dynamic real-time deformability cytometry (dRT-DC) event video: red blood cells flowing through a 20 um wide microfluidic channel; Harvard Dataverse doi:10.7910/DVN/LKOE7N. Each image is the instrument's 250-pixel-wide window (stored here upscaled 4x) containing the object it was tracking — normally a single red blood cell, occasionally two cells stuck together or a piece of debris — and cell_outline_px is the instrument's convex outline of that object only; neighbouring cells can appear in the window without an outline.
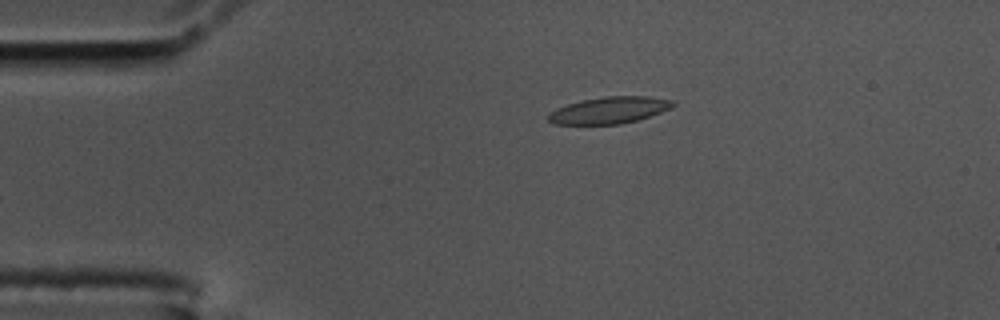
{"species": "common noctule bat (a hibernating species)", "species_latin": "Nyctalus noctula", "temperature_condition": "cold", "stored_images_in_passage": 41, "camera_frame_rate_fps": 3000, "um_per_image_px": 0.085, "animal": {"sex": "male", "body_mass_g": 17.5, "forearm_length_mm": 52.3}, "frame": {"image": 1, "passage_image": 1, "time_ms": 0.0, "image_size_px": [1000, 320], "cell_outline_px": [[676, 104], [672, 108], [636, 120], [620, 124], [556, 124], [548, 120], [548, 116], [556, 108], [580, 100], [604, 96], [648, 96], [672, 100]], "centroid_in_image_um": [51.8, 9.35], "position_along_channel_um": 33.2, "area_um2": 19.25}}
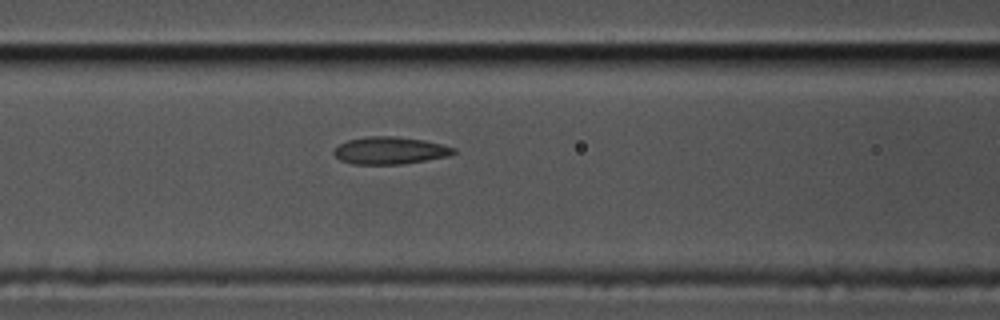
{"frame": {"image": 2, "passage_image": 13, "time_ms": 4.0, "image_size_px": [1000, 320], "cell_outline_px": [[456, 152], [448, 156], [400, 164], [352, 164], [340, 160], [332, 152], [340, 144], [348, 140], [368, 136], [396, 136], [424, 140], [456, 148]], "centroid_in_image_um": [33.13, 12.79], "position_along_channel_um": 133.5, "area_um2": 18.9}}
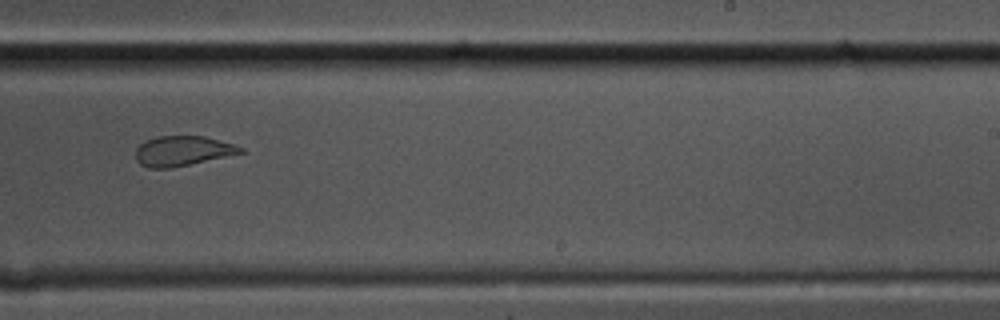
{"frame": {"image": 3, "passage_image": 25, "time_ms": 8.0, "image_size_px": [1000, 320], "cell_outline_px": [[244, 152], [172, 168], [148, 168], [140, 164], [136, 160], [136, 148], [140, 144], [156, 136], [204, 136], [232, 144], [244, 148]], "centroid_in_image_um": [15.48, 12.83], "position_along_channel_um": 273.5, "area_um2": 18.09}, "authors_computed_cell_mechanics": {"area_um2": 18.8428, "velocity_mm_per_s": 3.5098, "shape_relaxation_time_tau1_ms": null, "shape_relaxation_time_tau2_ms": 1.5134, "deformation_change_tau1": null, "deformation_change_tau2": 0.0737}}